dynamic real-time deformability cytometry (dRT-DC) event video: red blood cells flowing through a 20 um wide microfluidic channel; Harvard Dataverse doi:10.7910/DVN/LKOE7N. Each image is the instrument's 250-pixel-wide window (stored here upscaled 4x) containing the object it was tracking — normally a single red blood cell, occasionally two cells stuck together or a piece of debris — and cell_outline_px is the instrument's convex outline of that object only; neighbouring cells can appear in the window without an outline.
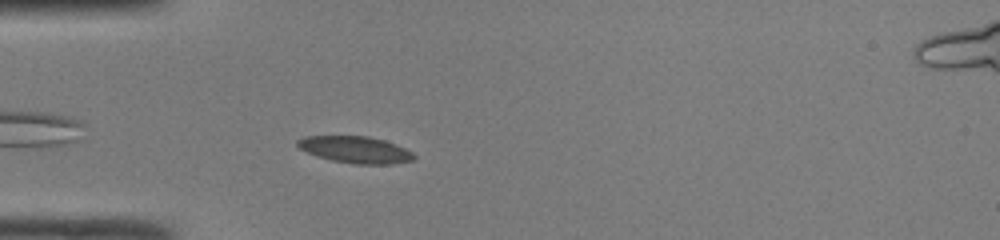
{"species": "common noctule bat (a hibernating species)", "species_latin": "Nyctalus noctula", "temperature_condition": "room temperature", "stored_images_in_passage": 39, "camera_frame_rate_fps": 3000, "um_per_image_px": 0.085, "animal": {"sex": "male", "body_mass_g": 19.0, "forearm_length_mm": 50.8}, "frame": {"image": 1, "passage_image": 4, "time_ms": 1.0, "image_size_px": [1000, 240], "cell_outline_px": [[416, 156], [412, 160], [392, 164], [352, 164], [332, 160], [308, 152], [300, 148], [296, 144], [296, 140], [304, 136], [368, 136], [384, 140], [396, 144], [412, 152]], "centroid_in_image_um": [30.22, 12.72], "position_along_channel_um": 54.8, "area_um2": 18.03}}
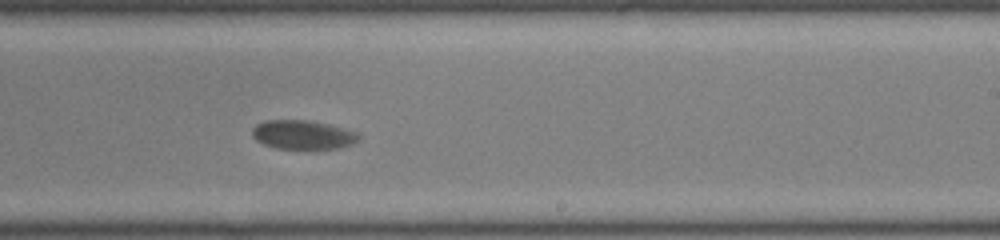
{"frame": {"image": 2, "passage_image": 20, "time_ms": 6.333, "image_size_px": [1000, 240], "cell_outline_px": [[360, 140], [352, 144], [340, 148], [276, 148], [264, 144], [256, 140], [252, 136], [252, 128], [256, 124], [264, 120], [312, 120], [360, 132]], "centroid_in_image_um": [25.77, 11.44], "position_along_channel_um": 263.2, "area_um2": 18.15}}
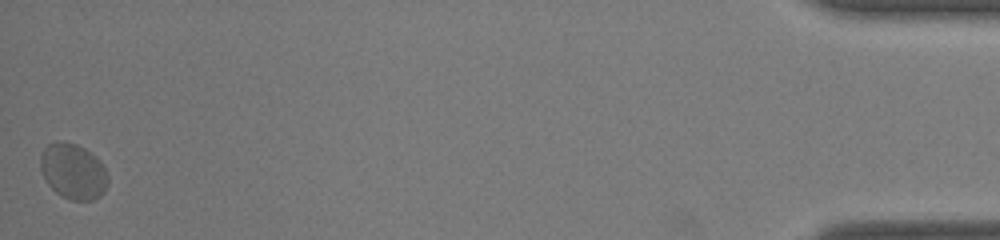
{"frame": {"image": 3, "passage_image": 39, "time_ms": 12.667, "image_size_px": [1000, 240], "cell_outline_px": [[108, 184], [104, 192], [100, 196], [92, 200], [72, 200], [60, 196], [48, 184], [40, 168], [40, 156], [44, 148], [48, 144], [56, 140], [60, 140], [76, 144], [84, 148], [96, 156], [100, 160], [108, 176]], "centroid_in_image_um": [6.22, 14.55], "position_along_channel_um": 429.0, "area_um2": 22.02}, "authors_computed_cell_mechanics": {"area_um2": 18.785, "velocity_mm_per_s": 4.0504, "shape_relaxation_time_tau1_ms": 7.5527, "shape_relaxation_time_tau2_ms": null, "deformation_change_tau1": 0.1508, "deformation_change_tau2": null}}